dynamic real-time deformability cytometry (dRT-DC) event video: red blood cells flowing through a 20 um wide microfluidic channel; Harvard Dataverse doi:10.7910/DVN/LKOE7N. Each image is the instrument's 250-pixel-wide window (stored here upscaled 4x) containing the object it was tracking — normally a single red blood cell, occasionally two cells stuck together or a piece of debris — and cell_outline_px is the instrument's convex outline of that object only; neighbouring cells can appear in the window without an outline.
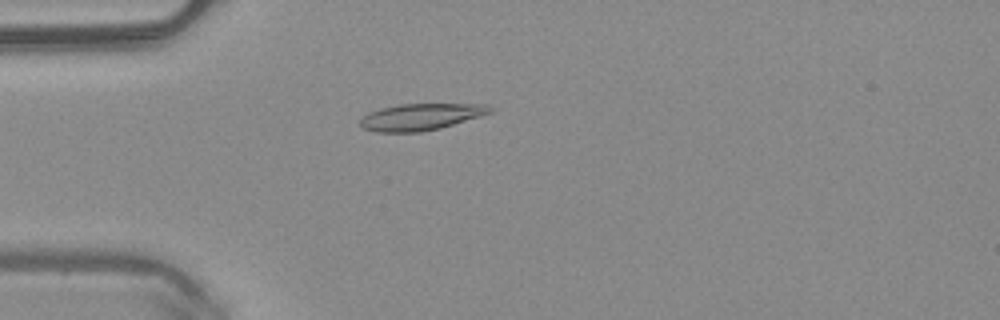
{"species": "common noctule bat (a hibernating species)", "species_latin": "Nyctalus noctula", "temperature_condition": "warm", "stored_images_in_passage": 43, "camera_frame_rate_fps": 3000, "um_per_image_px": 0.085, "animal": {"sex": "male", "body_mass_g": 20.4}, "frame": {"image": 1, "passage_image": 7, "time_ms": 2.0, "image_size_px": [1000, 320], "cell_outline_px": [[492, 112], [480, 116], [440, 128], [420, 132], [376, 132], [364, 128], [360, 124], [360, 120], [368, 112], [380, 108], [400, 104], [488, 104], [492, 108]], "centroid_in_image_um": [35.76, 9.93], "position_along_channel_um": 49.2, "area_um2": 20.06}}
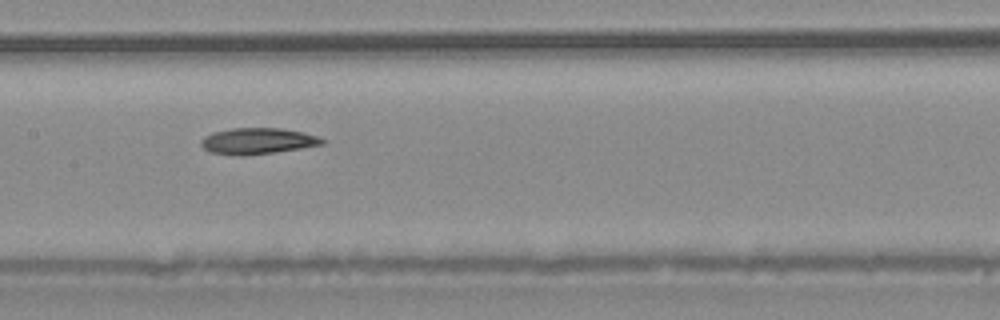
{"frame": {"image": 2, "passage_image": 18, "time_ms": 5.667, "image_size_px": [1000, 320], "cell_outline_px": [[324, 144], [300, 148], [244, 156], [236, 156], [208, 152], [200, 144], [200, 140], [204, 136], [212, 132], [232, 128], [280, 128], [304, 132], [316, 136], [324, 140]], "centroid_in_image_um": [21.83, 11.99], "position_along_channel_um": 185.6, "area_um2": 18.5}}
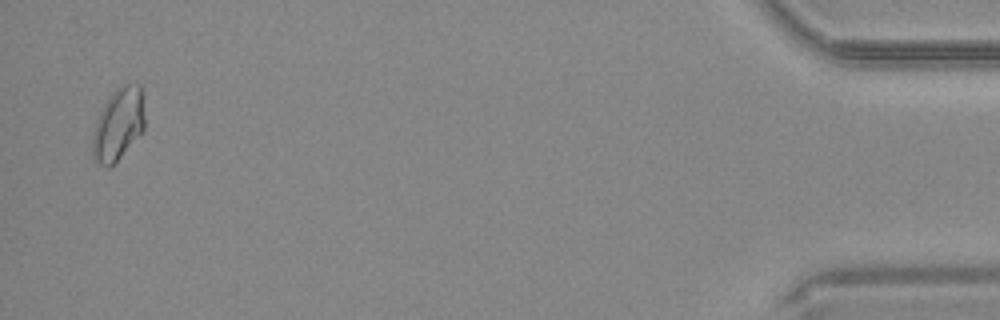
{"frame": {"image": 3, "passage_image": 42, "time_ms": 13.667, "image_size_px": [1000, 320], "cell_outline_px": [[144, 128], [120, 156], [108, 168], [92, 160], [92, 136], [96, 120], [108, 96], [116, 88], [124, 84], [140, 84], [144, 92]], "centroid_in_image_um": [10.05, 10.51], "position_along_channel_um": 425.2, "area_um2": 22.02}}